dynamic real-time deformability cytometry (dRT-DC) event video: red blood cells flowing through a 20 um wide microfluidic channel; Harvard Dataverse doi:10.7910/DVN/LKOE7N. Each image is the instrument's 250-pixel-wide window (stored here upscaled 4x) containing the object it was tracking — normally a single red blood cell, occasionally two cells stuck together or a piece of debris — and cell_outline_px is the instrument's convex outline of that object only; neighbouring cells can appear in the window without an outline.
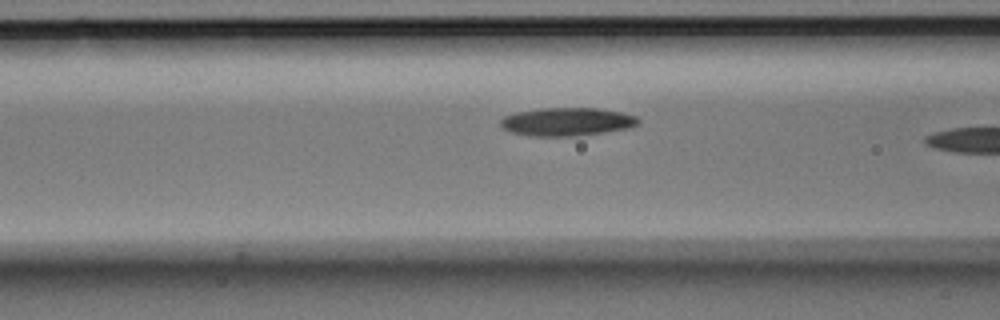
{"species": "Egyptian fruit bat (a non-hibernating species)", "species_latin": "Rousettus aegyptiacus", "temperature_condition": "room temperature", "stored_images_in_passage": 6, "segment_of_instrument_passage": [2, 2], "camera_frame_rate_fps": 3000, "um_per_image_px": 0.085, "animal": {"sex": "male"}, "frame": {"image": 1, "passage_image": 6, "time_ms": 1.667, "image_size_px": [1000, 320], "cell_outline_px": [[640, 124], [632, 128], [576, 136], [532, 136], [512, 132], [504, 128], [500, 124], [500, 120], [504, 116], [516, 112], [540, 108], [600, 108], [620, 112], [636, 116], [640, 120]], "centroid_in_image_um": [48.23, 10.34], "position_along_channel_um": 118.4, "area_um2": 22.77}}